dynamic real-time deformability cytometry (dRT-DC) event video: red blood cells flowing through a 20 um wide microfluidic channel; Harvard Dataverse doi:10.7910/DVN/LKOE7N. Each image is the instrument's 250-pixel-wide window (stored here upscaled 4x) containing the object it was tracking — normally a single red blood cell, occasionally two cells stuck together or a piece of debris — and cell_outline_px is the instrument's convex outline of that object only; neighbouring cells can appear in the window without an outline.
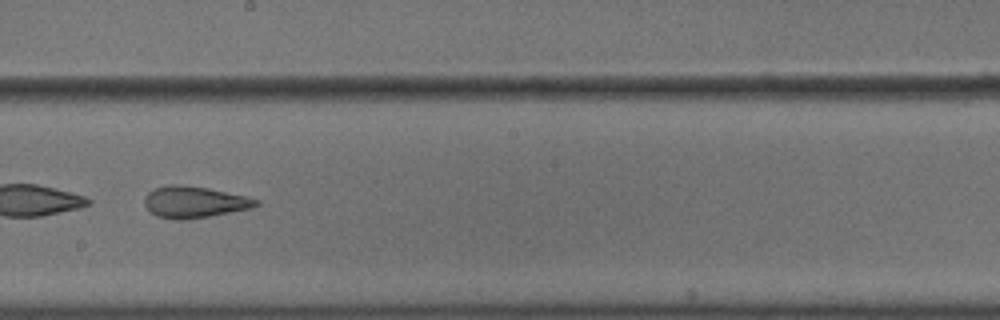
{"species": "common noctule bat (a hibernating species)", "species_latin": "Nyctalus noctula", "temperature_condition": "cold", "stored_images_in_passage": 53, "camera_frame_rate_fps": 3000, "um_per_image_px": 0.085, "animal": {"sex": "male", "body_mass_g": 18.8}, "frame": {"image": 1, "passage_image": 31, "time_ms": 10.0, "image_size_px": [1000, 320], "cell_outline_px": [[260, 204], [252, 208], [208, 216], [184, 220], [176, 220], [156, 216], [144, 204], [144, 196], [148, 192], [156, 188], [168, 184], [184, 184], [208, 188], [248, 196], [260, 200]], "centroid_in_image_um": [16.53, 17.16], "position_along_channel_um": 231.7, "area_um2": 20.63}, "authors_computed_cell_mechanics": {"area_um2": 25.432, "velocity_mm_per_s": 3.6457, "shape_relaxation_time_tau1_ms": null, "shape_relaxation_time_tau2_ms": 2.5331, "deformation_change_tau1": null, "deformation_change_tau2": 0.111}}